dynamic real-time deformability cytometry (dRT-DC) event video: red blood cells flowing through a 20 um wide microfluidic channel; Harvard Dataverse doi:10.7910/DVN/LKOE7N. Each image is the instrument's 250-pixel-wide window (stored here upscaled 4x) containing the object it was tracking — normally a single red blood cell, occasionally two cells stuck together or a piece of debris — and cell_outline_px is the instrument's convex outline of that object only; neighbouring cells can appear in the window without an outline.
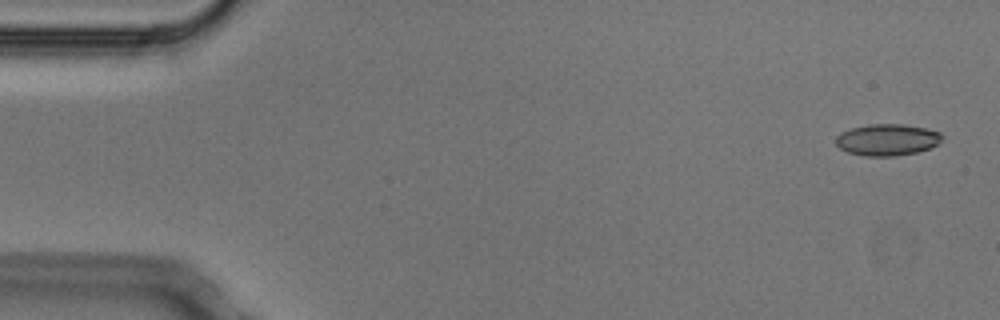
{"species": "Egyptian fruit bat (a non-hibernating species)", "species_latin": "Rousettus aegyptiacus", "temperature_condition": "cold", "stored_images_in_passage": 4, "camera_frame_rate_fps": 3000, "um_per_image_px": 0.085, "animal": {"sex": "male"}, "frame": {"image": 1, "passage_image": 1, "time_ms": 0.0, "image_size_px": [1000, 320], "cell_outline_px": [[944, 136], [936, 144], [928, 148], [916, 152], [896, 156], [864, 156], [848, 152], [840, 148], [836, 144], [836, 136], [840, 132], [852, 128], [868, 124], [904, 124], [928, 128], [940, 132]], "centroid_in_image_um": [75.4, 11.87], "position_along_channel_um": 9.6, "area_um2": 19.59}}
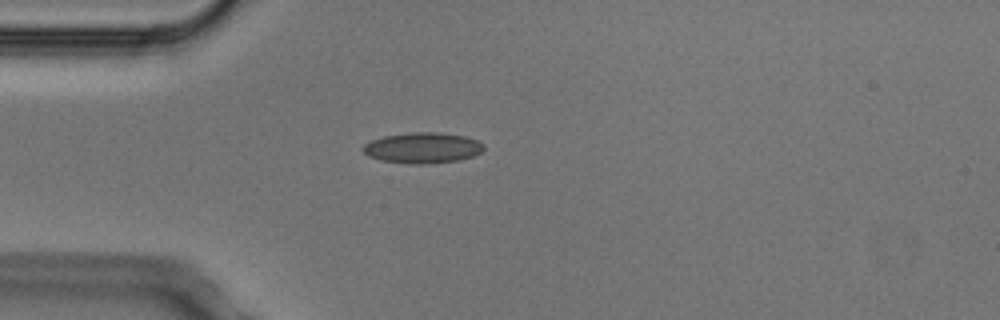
{"frame": {"image": 2, "passage_image": 4, "time_ms": 1.0, "image_size_px": [1000, 320], "cell_outline_px": [[484, 148], [480, 152], [472, 156], [460, 160], [424, 164], [408, 164], [380, 160], [368, 156], [360, 148], [364, 144], [372, 140], [384, 136], [412, 132], [436, 132], [464, 136], [476, 140], [484, 144]], "centroid_in_image_um": [35.89, 12.57], "position_along_channel_um": 49.1, "area_um2": 21.62}}